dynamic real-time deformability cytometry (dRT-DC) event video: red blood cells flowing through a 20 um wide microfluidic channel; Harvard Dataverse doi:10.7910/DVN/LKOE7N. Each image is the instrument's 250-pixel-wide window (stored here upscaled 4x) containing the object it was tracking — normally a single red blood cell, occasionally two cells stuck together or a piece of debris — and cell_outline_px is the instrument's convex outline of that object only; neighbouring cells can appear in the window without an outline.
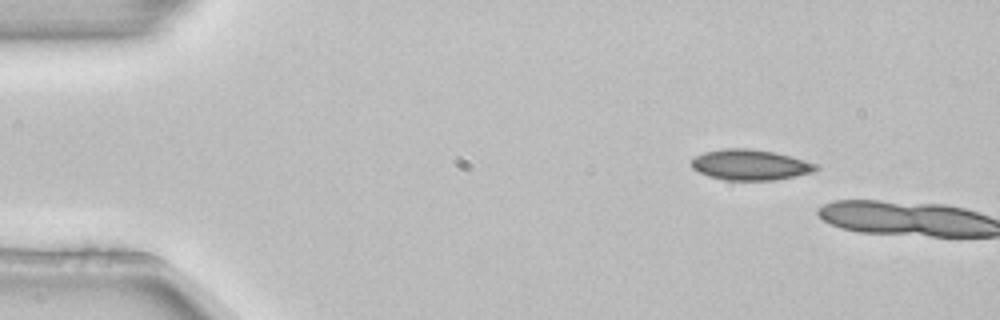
{"species": "common noctule bat (a hibernating species)", "species_latin": "Nyctalus noctula", "temperature_condition": "room temperature", "stored_images_in_passage": 2, "camera_frame_rate_fps": 3000, "um_per_image_px": 0.085, "animal": {"sex": "female", "body_mass_g": 22.7, "forearm_length_mm": 54.2}, "frame": {"image": 1, "passage_image": 1, "time_ms": 0.0, "image_size_px": [1000, 320], "cell_outline_px": [[820, 168], [812, 172], [772, 180], [724, 180], [708, 176], [692, 168], [692, 160], [696, 156], [704, 152], [724, 148], [748, 148], [772, 152], [820, 164]], "centroid_in_image_um": [63.76, 14.01], "position_along_channel_um": 21.2, "area_um2": 21.96}}